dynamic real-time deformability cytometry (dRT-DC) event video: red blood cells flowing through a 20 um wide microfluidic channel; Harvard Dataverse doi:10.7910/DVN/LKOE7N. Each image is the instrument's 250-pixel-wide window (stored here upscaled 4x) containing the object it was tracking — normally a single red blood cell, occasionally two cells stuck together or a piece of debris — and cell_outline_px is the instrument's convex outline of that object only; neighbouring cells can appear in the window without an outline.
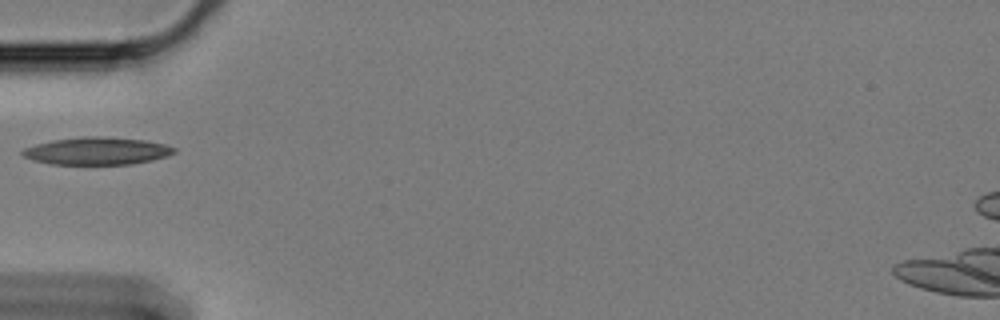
{"species": "Egyptian fruit bat (a non-hibernating species)", "species_latin": "Rousettus aegyptiacus", "temperature_condition": "cold", "stored_images_in_passage": 24, "camera_frame_rate_fps": 3000, "um_per_image_px": 0.085, "animal": {"sex": "female"}, "frame": {"image": 1, "passage_image": 1, "time_ms": 0.0, "image_size_px": [1000, 320], "cell_outline_px": [[176, 152], [152, 160], [132, 164], [52, 164], [32, 160], [24, 156], [20, 152], [24, 148], [36, 144], [52, 140], [80, 136], [104, 136], [144, 140], [164, 144], [176, 148]], "centroid_in_image_um": [8.22, 12.82], "position_along_channel_um": 76.8, "area_um2": 24.28}}
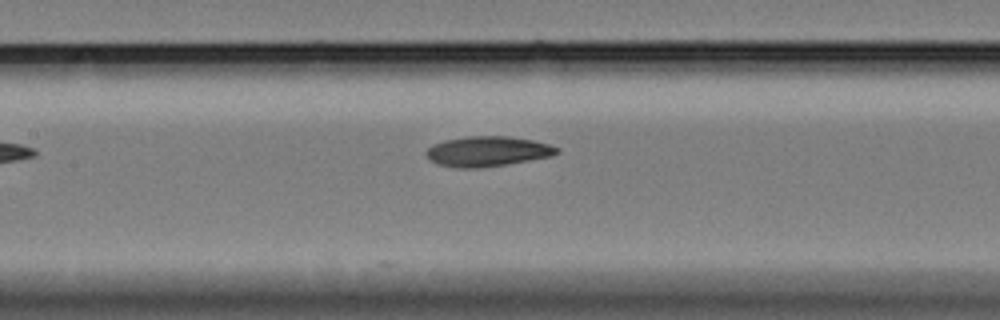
{"frame": {"image": 2, "passage_image": 9, "time_ms": 2.667, "image_size_px": [1000, 320], "cell_outline_px": [[560, 152], [552, 156], [480, 168], [456, 168], [440, 164], [432, 160], [424, 152], [432, 144], [444, 140], [468, 136], [508, 136], [532, 140], [548, 144], [560, 148]], "centroid_in_image_um": [41.44, 12.86], "position_along_channel_um": 166.0, "area_um2": 22.77}}
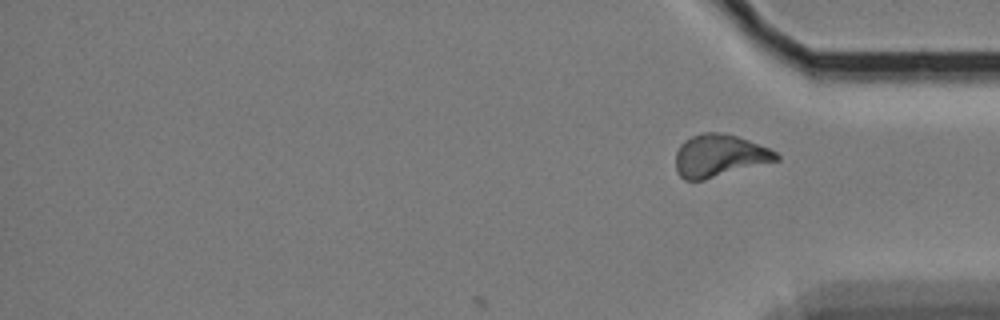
{"frame": {"image": 3, "passage_image": 24, "time_ms": 7.667, "image_size_px": [1000, 320], "cell_outline_px": [[780, 160], [704, 180], [684, 180], [676, 172], [676, 152], [680, 144], [684, 140], [692, 136], [704, 132], [724, 132], [748, 140], [768, 148], [776, 152], [780, 156]], "centroid_in_image_um": [61.13, 13.24], "position_along_channel_um": 374.1, "area_um2": 24.97}}